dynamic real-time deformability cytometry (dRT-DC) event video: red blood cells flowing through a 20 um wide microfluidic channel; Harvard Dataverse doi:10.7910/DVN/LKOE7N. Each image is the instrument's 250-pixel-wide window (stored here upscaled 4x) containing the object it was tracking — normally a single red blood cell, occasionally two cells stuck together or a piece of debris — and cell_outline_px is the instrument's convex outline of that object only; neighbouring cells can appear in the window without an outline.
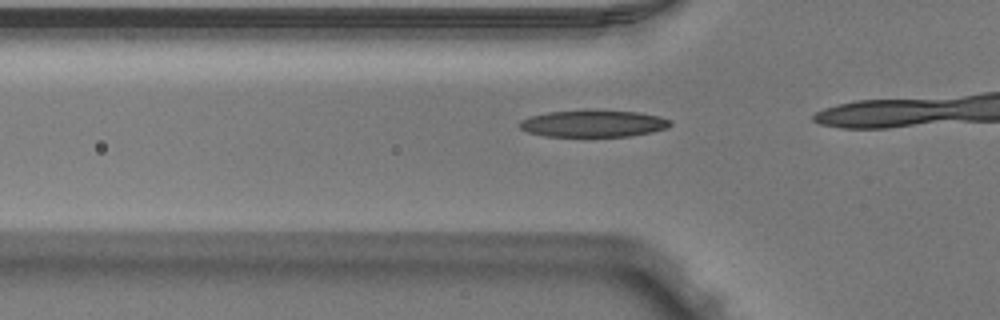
{"species": "Egyptian fruit bat (a non-hibernating species)", "species_latin": "Rousettus aegyptiacus", "temperature_condition": "warm", "stored_images_in_passage": 14, "camera_frame_rate_fps": 3000, "um_per_image_px": 0.085, "animal": {"sex": "male"}, "frame": {"image": 1, "passage_image": 12, "time_ms": 3.667, "image_size_px": [1000, 320], "cell_outline_px": [[672, 124], [668, 128], [628, 136], [548, 136], [528, 132], [520, 128], [520, 120], [532, 116], [548, 112], [596, 108], [636, 112], [660, 116], [672, 120]], "centroid_in_image_um": [50.46, 10.47], "position_along_channel_um": 75.3, "area_um2": 23.93}}